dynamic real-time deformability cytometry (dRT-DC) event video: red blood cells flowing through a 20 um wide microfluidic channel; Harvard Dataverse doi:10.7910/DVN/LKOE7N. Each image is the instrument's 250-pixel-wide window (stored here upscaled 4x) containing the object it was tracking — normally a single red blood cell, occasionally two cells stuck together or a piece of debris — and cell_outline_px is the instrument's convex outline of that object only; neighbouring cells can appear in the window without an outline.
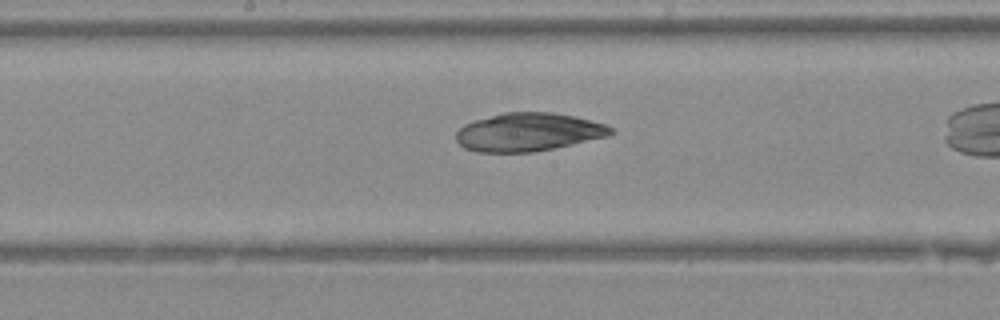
{"species": "Egyptian fruit bat (a non-hibernating species)", "species_latin": "Rousettus aegyptiacus", "temperature_condition": "warm", "stored_images_in_passage": 21, "camera_frame_rate_fps": 3000, "um_per_image_px": 0.085, "animal": {"sex": "female"}, "frame": {"image": 1, "passage_image": 10, "time_ms": 3.0, "image_size_px": [1000, 320], "cell_outline_px": [[616, 132], [608, 136], [572, 144], [532, 152], [476, 152], [464, 148], [456, 140], [456, 132], [464, 124], [476, 120], [504, 112], [552, 112], [576, 116], [604, 124], [612, 128]], "centroid_in_image_um": [44.9, 11.22], "position_along_channel_um": 203.3, "area_um2": 34.39}}
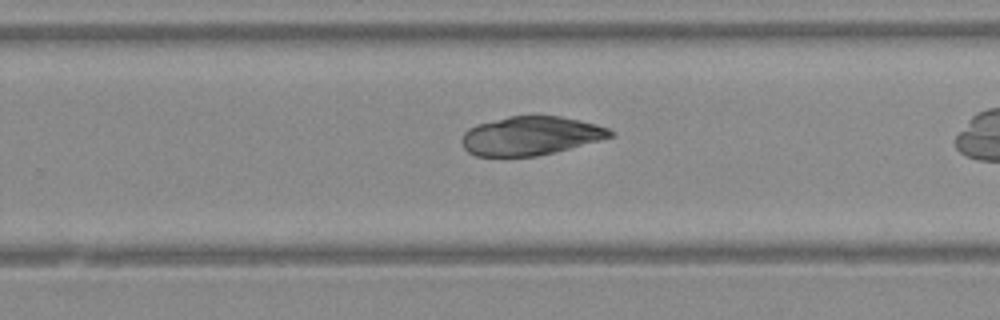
{"frame": {"image": 2, "passage_image": 15, "time_ms": 4.667, "image_size_px": [1000, 320], "cell_outline_px": [[612, 136], [600, 140], [536, 156], [476, 156], [468, 152], [464, 148], [460, 140], [460, 136], [468, 128], [476, 124], [508, 116], [560, 116], [580, 120], [596, 124], [608, 128], [612, 132]], "centroid_in_image_um": [45.03, 11.53], "position_along_channel_um": 284.8, "area_um2": 33.35}}
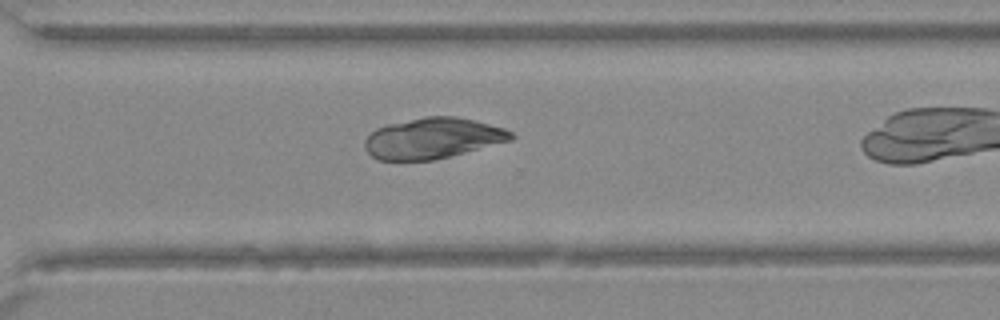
{"frame": {"image": 3, "passage_image": 18, "time_ms": 5.667, "image_size_px": [1000, 320], "cell_outline_px": [[516, 136], [512, 140], [432, 160], [380, 160], [372, 156], [364, 148], [364, 140], [376, 128], [388, 124], [424, 116], [456, 116], [504, 128], [512, 132]], "centroid_in_image_um": [36.76, 11.74], "position_along_channel_um": 333.8, "area_um2": 34.45}}